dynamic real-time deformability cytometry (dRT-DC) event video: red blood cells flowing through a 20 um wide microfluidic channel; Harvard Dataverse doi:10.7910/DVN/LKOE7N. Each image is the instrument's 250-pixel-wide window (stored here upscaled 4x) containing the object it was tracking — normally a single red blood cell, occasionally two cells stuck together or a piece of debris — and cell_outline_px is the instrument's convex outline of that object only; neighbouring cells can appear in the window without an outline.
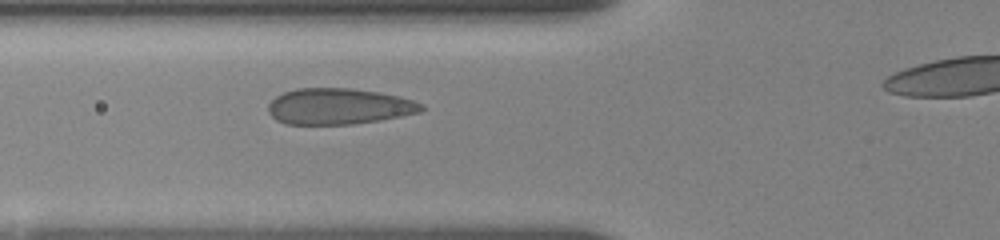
{"species": "human", "species_latin": "Homo sapiens", "temperature_condition": "room temperature", "stored_images_in_passage": 5, "segment_of_instrument_passage": [1, 2], "camera_frame_rate_fps": 3000, "um_per_image_px": 0.085, "donor": {"sex": "female"}, "frame": {"image": 1, "passage_image": 4, "time_ms": 3.0, "image_size_px": [1000, 240], "cell_outline_px": [[424, 108], [420, 112], [380, 120], [352, 124], [284, 124], [276, 120], [268, 112], [268, 104], [276, 96], [284, 92], [296, 88], [352, 88], [380, 92], [400, 96], [424, 104]], "centroid_in_image_um": [28.79, 9.03], "position_along_channel_um": 97.0, "area_um2": 32.31}}